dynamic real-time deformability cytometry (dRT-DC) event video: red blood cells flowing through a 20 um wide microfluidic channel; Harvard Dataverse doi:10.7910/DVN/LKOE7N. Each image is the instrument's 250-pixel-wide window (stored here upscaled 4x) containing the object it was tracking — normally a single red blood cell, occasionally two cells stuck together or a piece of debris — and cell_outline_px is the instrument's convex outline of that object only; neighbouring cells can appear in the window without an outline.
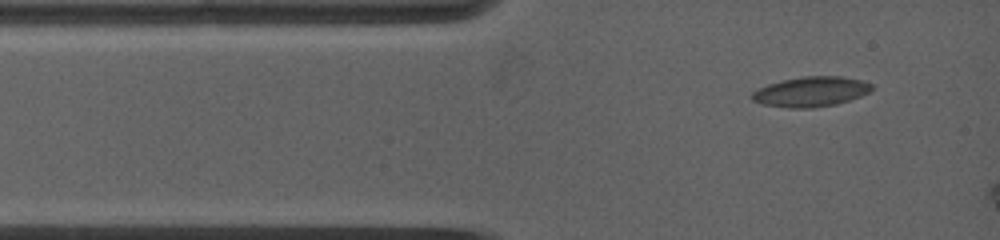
{"species": "common noctule bat (a hibernating species)", "species_latin": "Nyctalus noctula", "temperature_condition": "warm", "stored_images_in_passage": 4, "camera_frame_rate_fps": 5000, "um_per_image_px": 0.085, "animal": {"sex": "female", "body_mass_g": 19.0, "forearm_length_mm": 53.3}, "frame": {"image": 1, "passage_image": 1, "time_ms": 0.0, "image_size_px": [1000, 240], "cell_outline_px": [[872, 88], [868, 92], [860, 96], [836, 104], [812, 108], [788, 108], [760, 104], [752, 100], [752, 92], [768, 84], [784, 80], [804, 76], [840, 76], [860, 80], [872, 84]], "centroid_in_image_um": [68.9, 7.8], "position_along_channel_um": 16.1, "area_um2": 20.75}}
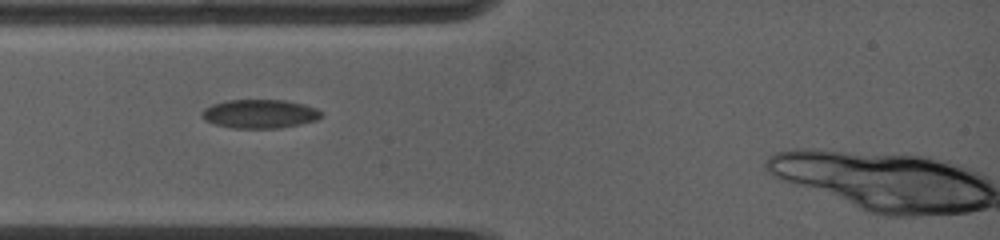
{"frame": {"image": 2, "passage_image": 3, "time_ms": 2.0, "image_size_px": [1000, 240], "cell_outline_px": [[324, 116], [316, 120], [300, 124], [280, 128], [232, 128], [212, 124], [204, 120], [200, 116], [200, 112], [204, 108], [212, 104], [228, 100], [284, 100], [304, 104], [316, 108], [324, 112]], "centroid_in_image_um": [22.06, 9.68], "position_along_channel_um": 62.9, "area_um2": 20.35}}
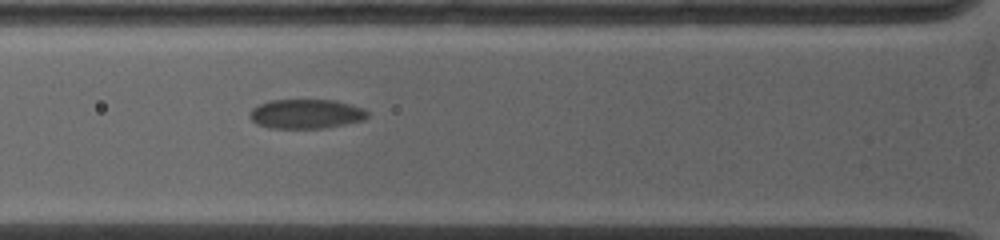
{"frame": {"image": 3, "passage_image": 4, "time_ms": 3.0, "image_size_px": [1000, 240], "cell_outline_px": [[368, 116], [364, 120], [324, 128], [268, 128], [256, 124], [248, 116], [248, 112], [252, 108], [260, 104], [272, 100], [336, 100], [364, 108], [368, 112]], "centroid_in_image_um": [26.0, 9.68], "position_along_channel_um": 99.8, "area_um2": 20.29}}